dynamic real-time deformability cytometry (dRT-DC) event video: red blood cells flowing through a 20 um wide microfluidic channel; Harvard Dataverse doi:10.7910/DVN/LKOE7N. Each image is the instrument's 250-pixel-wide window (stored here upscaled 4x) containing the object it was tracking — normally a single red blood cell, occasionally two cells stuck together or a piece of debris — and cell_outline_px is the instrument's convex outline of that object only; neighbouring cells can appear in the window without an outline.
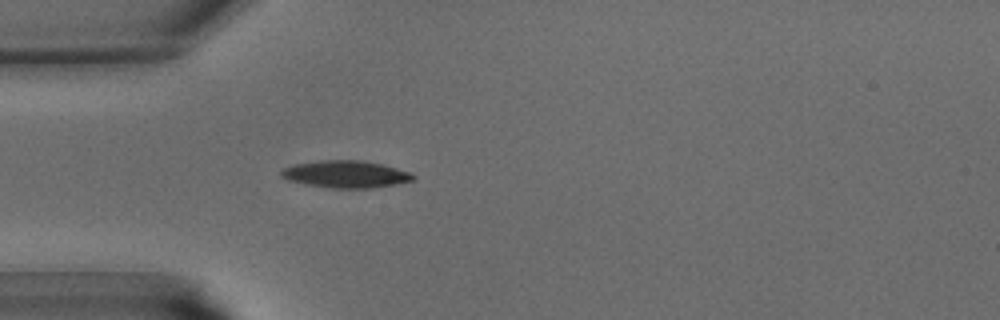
{"species": "common noctule bat (a hibernating species)", "species_latin": "Nyctalus noctula", "temperature_condition": "warm", "stored_images_in_passage": 30, "camera_frame_rate_fps": 3000, "um_per_image_px": 0.085, "animal": {"sex": "male", "body_mass_g": 15.6}, "frame": {"image": 1, "passage_image": 1, "time_ms": 0.0, "image_size_px": [1000, 320], "cell_outline_px": [[416, 176], [412, 180], [396, 184], [372, 188], [332, 188], [304, 184], [288, 180], [280, 176], [280, 172], [284, 168], [292, 164], [320, 160], [360, 160], [380, 164], [396, 168], [408, 172]], "centroid_in_image_um": [29.33, 14.81], "position_along_channel_um": 55.7, "area_um2": 20.81}}
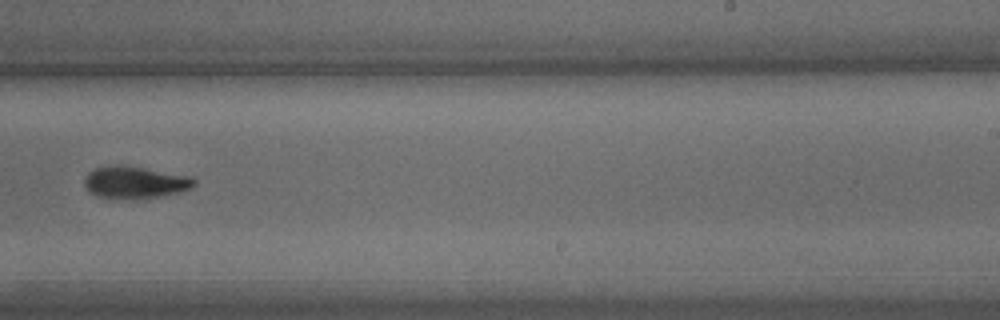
{"frame": {"image": 2, "passage_image": 15, "time_ms": 4.667, "image_size_px": [1000, 320], "cell_outline_px": [[196, 184], [192, 188], [176, 192], [156, 196], [96, 196], [88, 192], [84, 184], [84, 180], [88, 172], [96, 168], [116, 164], [120, 164], [192, 176], [196, 180]], "centroid_in_image_um": [11.47, 15.44], "position_along_channel_um": 277.5, "area_um2": 19.77}}
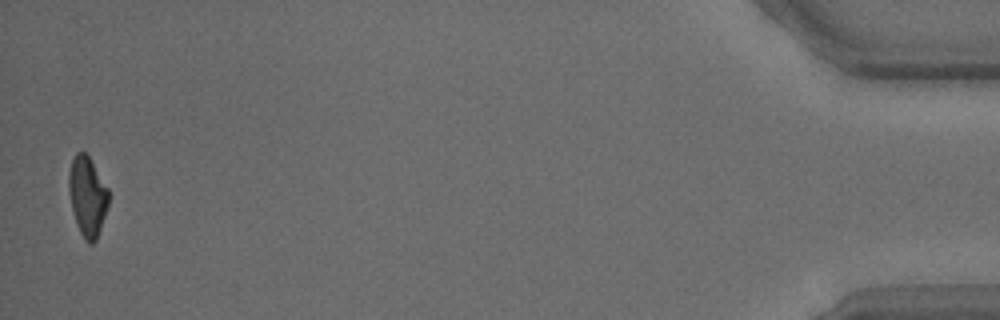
{"frame": {"image": 3, "passage_image": 30, "time_ms": 9.667, "image_size_px": [1000, 320], "cell_outline_px": [[108, 204], [96, 240], [92, 244], [88, 244], [84, 240], [76, 224], [72, 208], [68, 188], [68, 176], [72, 160], [76, 152], [84, 152], [88, 156], [108, 188]], "centroid_in_image_um": [7.41, 16.7], "position_along_channel_um": 427.8, "area_um2": 18.21}}